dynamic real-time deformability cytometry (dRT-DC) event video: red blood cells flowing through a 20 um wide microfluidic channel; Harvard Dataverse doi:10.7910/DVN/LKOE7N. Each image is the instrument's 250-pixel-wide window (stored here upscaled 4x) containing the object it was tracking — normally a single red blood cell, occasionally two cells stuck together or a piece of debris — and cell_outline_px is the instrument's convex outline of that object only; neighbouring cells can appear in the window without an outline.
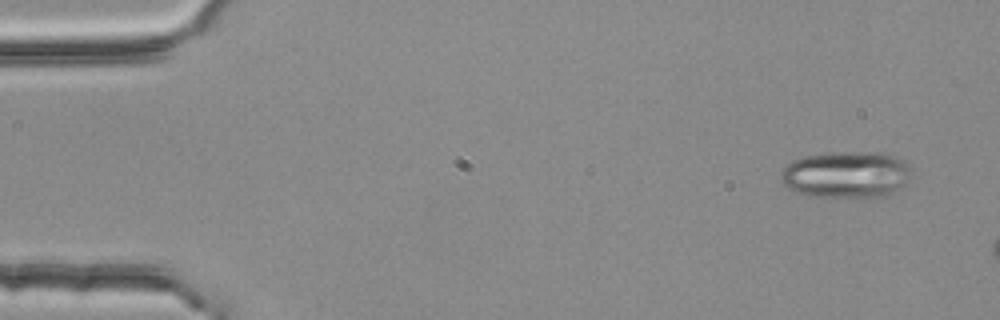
{"species": "common noctule bat (a hibernating species)", "species_latin": "Nyctalus noctula", "temperature_condition": "room temperature", "stored_images_in_passage": 4, "camera_frame_rate_fps": 3000, "um_per_image_px": 0.085, "animal": {"sex": "female", "body_mass_g": 25.1}, "frame": {"image": 1, "passage_image": 1, "time_ms": 0.0, "image_size_px": [1000, 320], "cell_outline_px": [[912, 180], [892, 192], [884, 196], [808, 196], [796, 192], [788, 188], [780, 180], [780, 168], [792, 160], [808, 156], [832, 152], [884, 152], [896, 156], [912, 172]], "centroid_in_image_um": [71.9, 14.82], "position_along_channel_um": 13.1, "area_um2": 35.55}}